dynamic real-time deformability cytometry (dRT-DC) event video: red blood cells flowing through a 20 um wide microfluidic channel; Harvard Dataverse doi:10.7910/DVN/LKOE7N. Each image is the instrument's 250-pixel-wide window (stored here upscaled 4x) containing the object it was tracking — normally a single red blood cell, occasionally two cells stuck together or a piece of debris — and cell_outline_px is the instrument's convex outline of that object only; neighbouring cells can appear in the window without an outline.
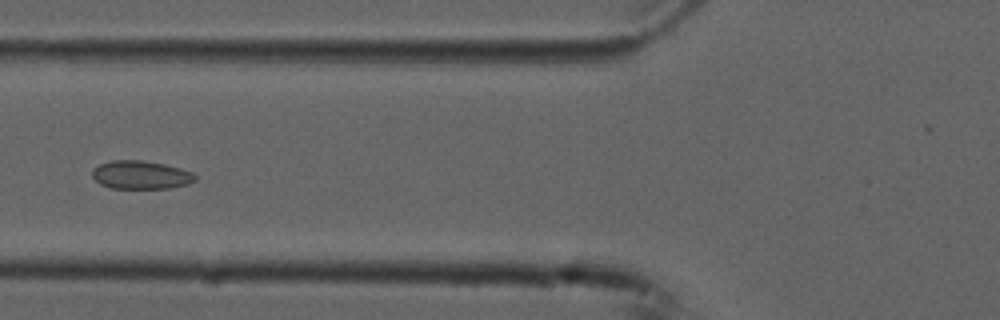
{"species": "common noctule bat (a hibernating species)", "species_latin": "Nyctalus noctula", "temperature_condition": "cold", "stored_images_in_passage": 6, "camera_frame_rate_fps": 3000, "um_per_image_px": 0.085, "animal": {"sex": "male", "forearm_length_mm": 52.5}, "frame": {"image": 1, "passage_image": 6, "time_ms": 1.667, "image_size_px": [1000, 320], "cell_outline_px": [[196, 180], [188, 184], [168, 188], [112, 188], [100, 184], [92, 176], [92, 168], [100, 164], [112, 160], [140, 160], [164, 164], [180, 168], [192, 172], [196, 176]], "centroid_in_image_um": [11.96, 14.86], "position_along_channel_um": 113.8, "area_um2": 16.94}}